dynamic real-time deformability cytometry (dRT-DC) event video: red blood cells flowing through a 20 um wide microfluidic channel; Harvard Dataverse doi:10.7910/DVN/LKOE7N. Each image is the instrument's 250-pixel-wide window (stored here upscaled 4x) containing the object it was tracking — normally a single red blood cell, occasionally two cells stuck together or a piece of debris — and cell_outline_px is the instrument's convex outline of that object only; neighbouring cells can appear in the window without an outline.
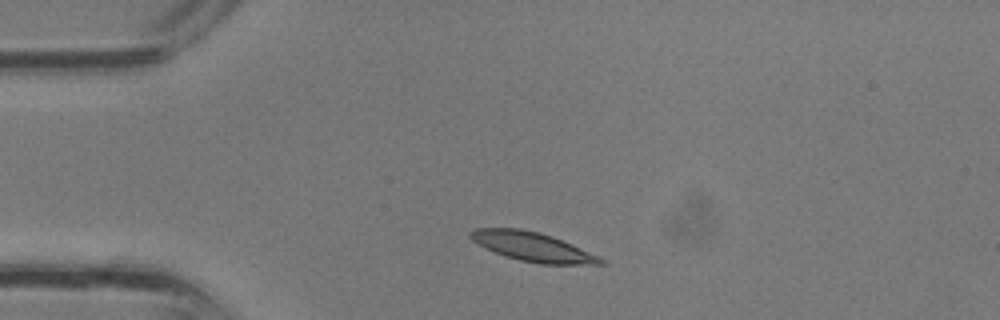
{"species": "common noctule bat (a hibernating species)", "species_latin": "Nyctalus noctula", "temperature_condition": "room temperature", "stored_images_in_passage": 27, "camera_frame_rate_fps": 3000, "um_per_image_px": 0.085, "animal": {"sex": "male", "body_mass_g": 13.3}, "frame": {"image": 1, "passage_image": 1, "time_ms": 0.0, "image_size_px": [1000, 320], "cell_outline_px": [[608, 264], [540, 264], [520, 260], [496, 252], [472, 240], [468, 236], [468, 232], [476, 228], [520, 228], [552, 236], [596, 256], [604, 260]], "centroid_in_image_um": [45.22, 20.97], "position_along_channel_um": 39.8, "area_um2": 21.39}}
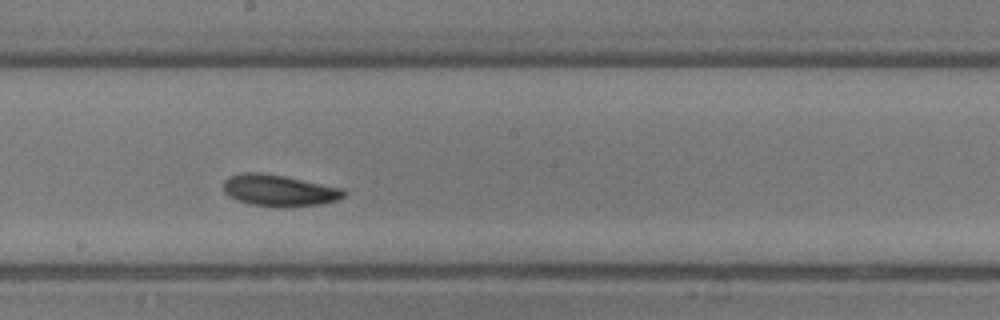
{"frame": {"image": 2, "passage_image": 12, "time_ms": 3.667, "image_size_px": [1000, 320], "cell_outline_px": [[348, 192], [344, 196], [336, 200], [320, 204], [280, 208], [276, 208], [252, 204], [236, 200], [228, 196], [224, 192], [224, 180], [228, 176], [244, 172], [260, 172], [284, 176], [344, 188]], "centroid_in_image_um": [23.72, 16.19], "position_along_channel_um": 224.5, "area_um2": 22.37}}
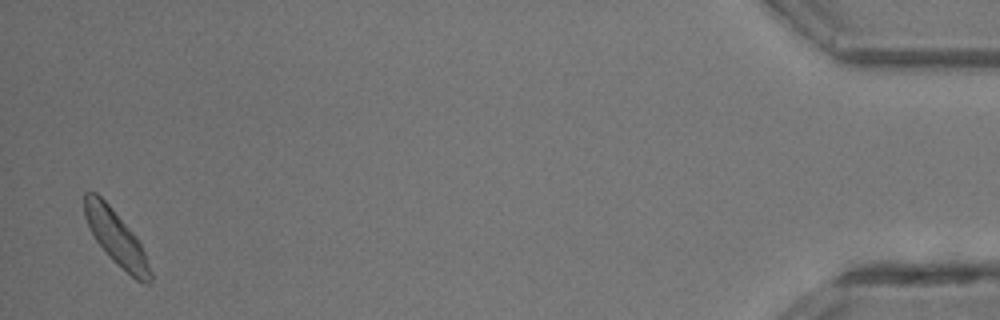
{"frame": {"image": 3, "passage_image": 27, "time_ms": 8.667, "image_size_px": [1000, 320], "cell_outline_px": [[152, 280], [148, 284], [144, 284], [136, 280], [116, 264], [112, 260], [96, 240], [84, 216], [84, 192], [96, 192], [108, 204], [136, 236], [144, 252], [152, 272]], "centroid_in_image_um": [9.89, 20.24], "position_along_channel_um": 425.3, "area_um2": 20.63}}